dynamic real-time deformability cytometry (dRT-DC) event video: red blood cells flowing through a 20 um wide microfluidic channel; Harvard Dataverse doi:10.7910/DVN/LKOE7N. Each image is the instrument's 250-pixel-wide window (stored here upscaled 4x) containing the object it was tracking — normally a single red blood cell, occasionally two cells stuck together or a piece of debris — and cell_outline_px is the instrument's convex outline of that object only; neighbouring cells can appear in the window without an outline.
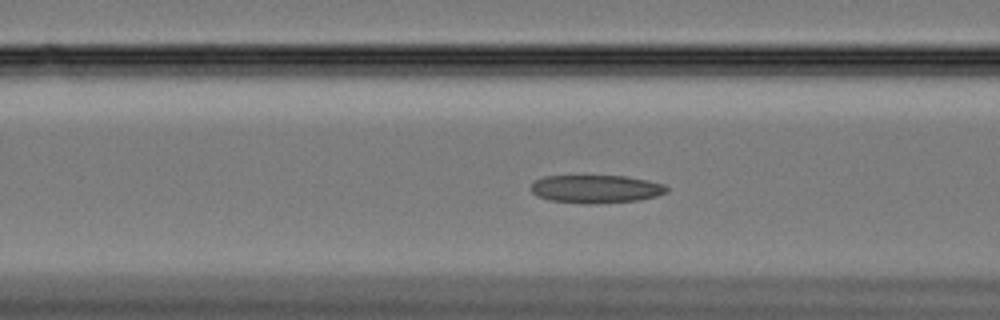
{"species": "Egyptian fruit bat (a non-hibernating species)", "species_latin": "Rousettus aegyptiacus", "temperature_condition": "cold", "stored_images_in_passage": 45, "camera_frame_rate_fps": 3000, "um_per_image_px": 0.085, "animal": {"sex": "female"}, "frame": {"image": 1, "passage_image": 9, "time_ms": 2.667, "image_size_px": [1000, 320], "cell_outline_px": [[668, 192], [656, 196], [640, 200], [592, 204], [588, 204], [552, 200], [536, 196], [528, 188], [536, 180], [544, 176], [624, 176], [648, 180], [664, 184], [668, 188]], "centroid_in_image_um": [50.66, 16.06], "position_along_channel_um": 115.9, "area_um2": 22.25}}
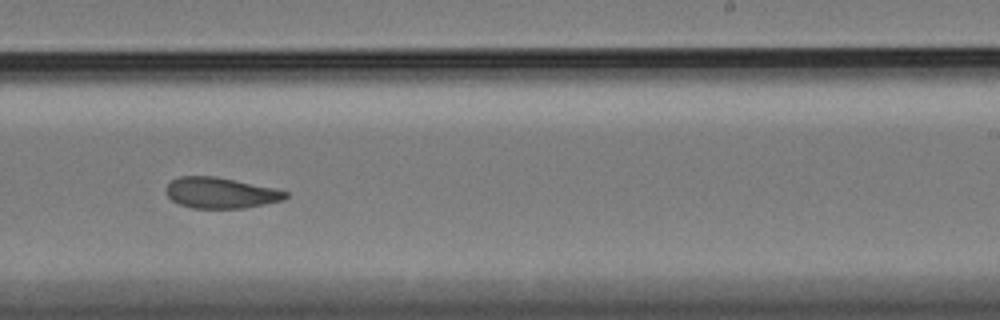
{"frame": {"image": 2, "passage_image": 23, "time_ms": 7.333, "image_size_px": [1000, 320], "cell_outline_px": [[288, 196], [284, 200], [244, 208], [192, 208], [180, 204], [172, 200], [164, 192], [164, 188], [172, 180], [180, 176], [216, 176], [272, 188], [288, 192]], "centroid_in_image_um": [18.71, 16.39], "position_along_channel_um": 270.3, "area_um2": 21.39}}
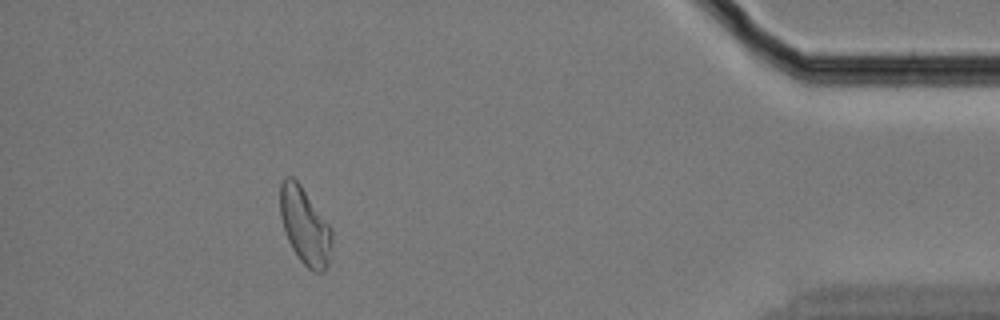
{"frame": {"image": 3, "passage_image": 40, "time_ms": 13.0, "image_size_px": [1000, 320], "cell_outline_px": [[332, 244], [328, 268], [324, 272], [316, 272], [308, 268], [300, 260], [292, 248], [284, 232], [280, 216], [280, 184], [284, 176], [292, 176], [300, 184], [332, 228]], "centroid_in_image_um": [25.92, 19.21], "position_along_channel_um": 409.3, "area_um2": 23.41}, "authors_computed_cell_mechanics": {"area_um2": 22.6576, "velocity_mm_per_s": 3.3021, "shape_relaxation_time_tau1_ms": null, "shape_relaxation_time_tau2_ms": 6.1743, "deformation_change_tau1": null, "deformation_change_tau2": 0.1178}}